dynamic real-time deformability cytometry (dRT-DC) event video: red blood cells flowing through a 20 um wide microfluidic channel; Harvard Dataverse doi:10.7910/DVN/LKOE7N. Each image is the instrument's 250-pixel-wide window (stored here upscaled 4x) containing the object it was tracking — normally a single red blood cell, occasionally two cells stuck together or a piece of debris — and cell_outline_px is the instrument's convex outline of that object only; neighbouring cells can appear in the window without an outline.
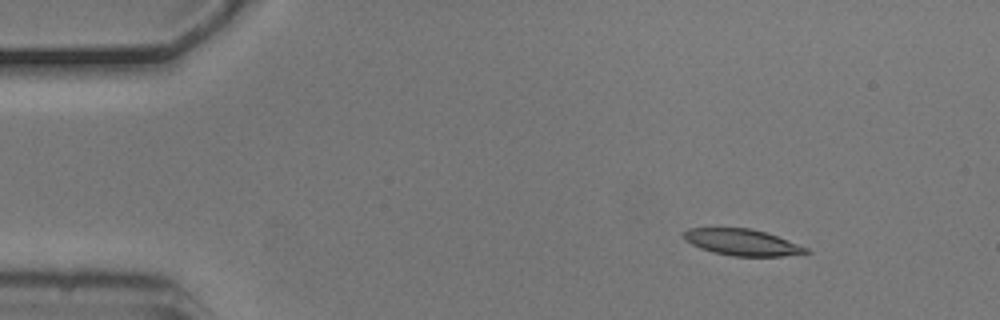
{"species": "common noctule bat (a hibernating species)", "species_latin": "Nyctalus noctula", "temperature_condition": "cold", "stored_images_in_passage": 9, "camera_frame_rate_fps": 3000, "um_per_image_px": 0.085, "animal": {"sex": "male", "body_mass_g": 20.5, "forearm_length_mm": 52.5}, "frame": {"image": 1, "passage_image": 2, "time_ms": 0.333, "image_size_px": [1000, 320], "cell_outline_px": [[812, 252], [784, 256], [732, 256], [712, 252], [700, 248], [684, 240], [684, 232], [688, 228], [752, 228], [776, 236], [808, 248]], "centroid_in_image_um": [63.07, 20.6], "position_along_channel_um": 21.9, "area_um2": 18.67}}
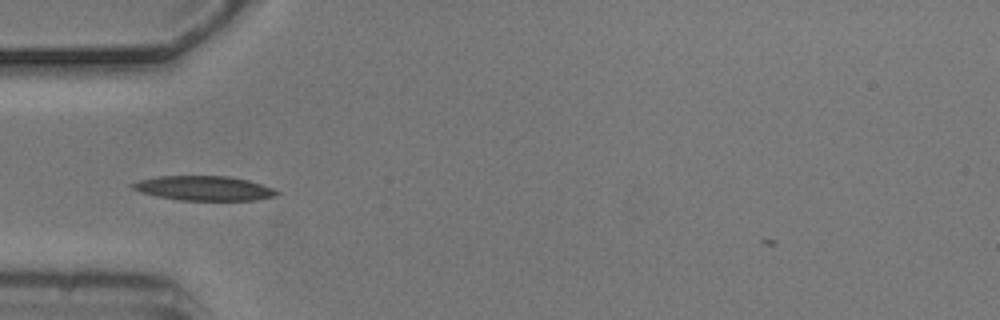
{"frame": {"image": 2, "passage_image": 4, "time_ms": 1.0, "image_size_px": [1000, 320], "cell_outline_px": [[280, 192], [276, 196], [256, 200], [180, 200], [156, 196], [140, 192], [132, 188], [128, 184], [140, 180], [156, 176], [228, 176], [248, 180], [272, 188]], "centroid_in_image_um": [17.31, 16.0], "position_along_channel_um": 67.7, "area_um2": 20.63}}
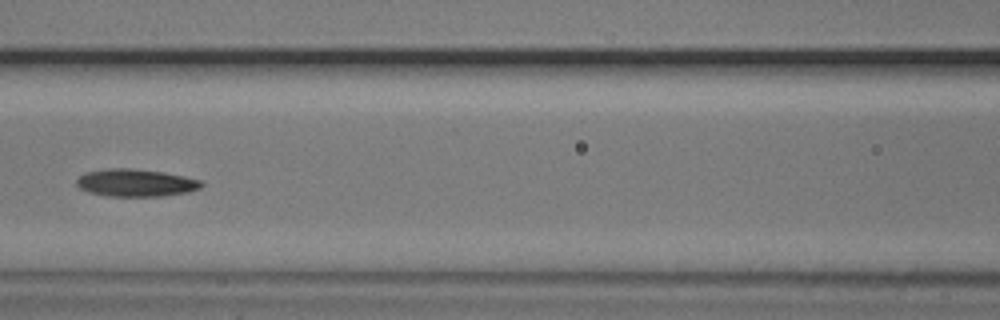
{"frame": {"image": 3, "passage_image": 6, "time_ms": 1.667, "image_size_px": [1000, 320], "cell_outline_px": [[204, 184], [200, 188], [188, 192], [164, 196], [108, 196], [88, 192], [80, 188], [76, 184], [76, 180], [84, 172], [108, 168], [132, 168], [164, 172], [184, 176], [200, 180]], "centroid_in_image_um": [11.53, 15.53], "position_along_channel_um": 155.1, "area_um2": 20.11}}